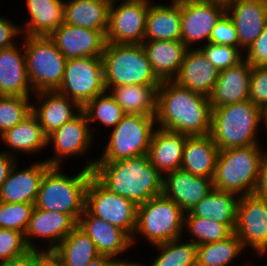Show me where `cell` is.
<instances>
[{
    "mask_svg": "<svg viewBox=\"0 0 267 266\" xmlns=\"http://www.w3.org/2000/svg\"><path fill=\"white\" fill-rule=\"evenodd\" d=\"M156 124L186 136L210 134L212 107L209 98L172 81H161L157 90Z\"/></svg>",
    "mask_w": 267,
    "mask_h": 266,
    "instance_id": "cell-1",
    "label": "cell"
},
{
    "mask_svg": "<svg viewBox=\"0 0 267 266\" xmlns=\"http://www.w3.org/2000/svg\"><path fill=\"white\" fill-rule=\"evenodd\" d=\"M93 176L110 192L136 206L162 194L163 175L149 162L148 155L112 162H96Z\"/></svg>",
    "mask_w": 267,
    "mask_h": 266,
    "instance_id": "cell-2",
    "label": "cell"
},
{
    "mask_svg": "<svg viewBox=\"0 0 267 266\" xmlns=\"http://www.w3.org/2000/svg\"><path fill=\"white\" fill-rule=\"evenodd\" d=\"M60 166H51L42 178L35 208L69 215L76 223L85 209L86 189L93 170L83 168L68 177Z\"/></svg>",
    "mask_w": 267,
    "mask_h": 266,
    "instance_id": "cell-3",
    "label": "cell"
},
{
    "mask_svg": "<svg viewBox=\"0 0 267 266\" xmlns=\"http://www.w3.org/2000/svg\"><path fill=\"white\" fill-rule=\"evenodd\" d=\"M260 109L249 99L212 108L210 135L219 151L248 145H259L256 132Z\"/></svg>",
    "mask_w": 267,
    "mask_h": 266,
    "instance_id": "cell-4",
    "label": "cell"
},
{
    "mask_svg": "<svg viewBox=\"0 0 267 266\" xmlns=\"http://www.w3.org/2000/svg\"><path fill=\"white\" fill-rule=\"evenodd\" d=\"M102 60L106 91L117 86L161 84L151 68L142 44L106 42Z\"/></svg>",
    "mask_w": 267,
    "mask_h": 266,
    "instance_id": "cell-5",
    "label": "cell"
},
{
    "mask_svg": "<svg viewBox=\"0 0 267 266\" xmlns=\"http://www.w3.org/2000/svg\"><path fill=\"white\" fill-rule=\"evenodd\" d=\"M259 145L229 148L218 152L213 188L240 194H253L259 178L263 151Z\"/></svg>",
    "mask_w": 267,
    "mask_h": 266,
    "instance_id": "cell-6",
    "label": "cell"
},
{
    "mask_svg": "<svg viewBox=\"0 0 267 266\" xmlns=\"http://www.w3.org/2000/svg\"><path fill=\"white\" fill-rule=\"evenodd\" d=\"M155 123V116L125 114L113 128L102 156L90 161L85 168L93 170L96 162L125 160L147 154Z\"/></svg>",
    "mask_w": 267,
    "mask_h": 266,
    "instance_id": "cell-7",
    "label": "cell"
},
{
    "mask_svg": "<svg viewBox=\"0 0 267 266\" xmlns=\"http://www.w3.org/2000/svg\"><path fill=\"white\" fill-rule=\"evenodd\" d=\"M27 76L35 93L57 91L67 59L49 36H24Z\"/></svg>",
    "mask_w": 267,
    "mask_h": 266,
    "instance_id": "cell-8",
    "label": "cell"
},
{
    "mask_svg": "<svg viewBox=\"0 0 267 266\" xmlns=\"http://www.w3.org/2000/svg\"><path fill=\"white\" fill-rule=\"evenodd\" d=\"M184 215L174 201L160 194L137 206L134 235L141 234L153 245L179 239Z\"/></svg>",
    "mask_w": 267,
    "mask_h": 266,
    "instance_id": "cell-9",
    "label": "cell"
},
{
    "mask_svg": "<svg viewBox=\"0 0 267 266\" xmlns=\"http://www.w3.org/2000/svg\"><path fill=\"white\" fill-rule=\"evenodd\" d=\"M106 91L102 57L68 59L64 76L57 92L83 107Z\"/></svg>",
    "mask_w": 267,
    "mask_h": 266,
    "instance_id": "cell-10",
    "label": "cell"
},
{
    "mask_svg": "<svg viewBox=\"0 0 267 266\" xmlns=\"http://www.w3.org/2000/svg\"><path fill=\"white\" fill-rule=\"evenodd\" d=\"M85 208L94 216L122 229L134 243L137 206L129 199L110 192L94 176L86 189Z\"/></svg>",
    "mask_w": 267,
    "mask_h": 266,
    "instance_id": "cell-11",
    "label": "cell"
},
{
    "mask_svg": "<svg viewBox=\"0 0 267 266\" xmlns=\"http://www.w3.org/2000/svg\"><path fill=\"white\" fill-rule=\"evenodd\" d=\"M112 0L109 9L106 42L118 44H142L150 3L123 1L118 6Z\"/></svg>",
    "mask_w": 267,
    "mask_h": 266,
    "instance_id": "cell-12",
    "label": "cell"
},
{
    "mask_svg": "<svg viewBox=\"0 0 267 266\" xmlns=\"http://www.w3.org/2000/svg\"><path fill=\"white\" fill-rule=\"evenodd\" d=\"M234 232L259 255L267 253V199L248 194L240 196Z\"/></svg>",
    "mask_w": 267,
    "mask_h": 266,
    "instance_id": "cell-13",
    "label": "cell"
},
{
    "mask_svg": "<svg viewBox=\"0 0 267 266\" xmlns=\"http://www.w3.org/2000/svg\"><path fill=\"white\" fill-rule=\"evenodd\" d=\"M85 113L81 110L78 115L64 123L47 136V144L53 145L55 156L47 158L51 166H60L63 157L79 156L91 146L92 133Z\"/></svg>",
    "mask_w": 267,
    "mask_h": 266,
    "instance_id": "cell-14",
    "label": "cell"
},
{
    "mask_svg": "<svg viewBox=\"0 0 267 266\" xmlns=\"http://www.w3.org/2000/svg\"><path fill=\"white\" fill-rule=\"evenodd\" d=\"M225 12L226 3L217 0L181 5V41L188 49L197 41L206 39L207 44L215 24Z\"/></svg>",
    "mask_w": 267,
    "mask_h": 266,
    "instance_id": "cell-15",
    "label": "cell"
},
{
    "mask_svg": "<svg viewBox=\"0 0 267 266\" xmlns=\"http://www.w3.org/2000/svg\"><path fill=\"white\" fill-rule=\"evenodd\" d=\"M49 38L67 60L80 57H102L106 44L105 35L101 31L64 22L49 35Z\"/></svg>",
    "mask_w": 267,
    "mask_h": 266,
    "instance_id": "cell-16",
    "label": "cell"
},
{
    "mask_svg": "<svg viewBox=\"0 0 267 266\" xmlns=\"http://www.w3.org/2000/svg\"><path fill=\"white\" fill-rule=\"evenodd\" d=\"M166 174L163 176L162 194L174 201L184 213L193 209L213 189L211 178L195 176L181 168Z\"/></svg>",
    "mask_w": 267,
    "mask_h": 266,
    "instance_id": "cell-17",
    "label": "cell"
},
{
    "mask_svg": "<svg viewBox=\"0 0 267 266\" xmlns=\"http://www.w3.org/2000/svg\"><path fill=\"white\" fill-rule=\"evenodd\" d=\"M226 12L235 24L241 51L255 41L267 24V0H231L226 3Z\"/></svg>",
    "mask_w": 267,
    "mask_h": 266,
    "instance_id": "cell-18",
    "label": "cell"
},
{
    "mask_svg": "<svg viewBox=\"0 0 267 266\" xmlns=\"http://www.w3.org/2000/svg\"><path fill=\"white\" fill-rule=\"evenodd\" d=\"M191 49L185 51L179 72L173 81L183 88L209 97L220 72L198 48Z\"/></svg>",
    "mask_w": 267,
    "mask_h": 266,
    "instance_id": "cell-19",
    "label": "cell"
},
{
    "mask_svg": "<svg viewBox=\"0 0 267 266\" xmlns=\"http://www.w3.org/2000/svg\"><path fill=\"white\" fill-rule=\"evenodd\" d=\"M16 163L17 161L2 184L0 201L35 204L42 178L51 165L41 161L27 169L16 171L18 167Z\"/></svg>",
    "mask_w": 267,
    "mask_h": 266,
    "instance_id": "cell-20",
    "label": "cell"
},
{
    "mask_svg": "<svg viewBox=\"0 0 267 266\" xmlns=\"http://www.w3.org/2000/svg\"><path fill=\"white\" fill-rule=\"evenodd\" d=\"M77 223L64 213L33 209L28 227L24 233L27 246L36 250L31 238H46L49 248L45 251L50 253L75 227Z\"/></svg>",
    "mask_w": 267,
    "mask_h": 266,
    "instance_id": "cell-21",
    "label": "cell"
},
{
    "mask_svg": "<svg viewBox=\"0 0 267 266\" xmlns=\"http://www.w3.org/2000/svg\"><path fill=\"white\" fill-rule=\"evenodd\" d=\"M252 66L246 59L219 73L209 102L212 108L223 107L249 99Z\"/></svg>",
    "mask_w": 267,
    "mask_h": 266,
    "instance_id": "cell-22",
    "label": "cell"
},
{
    "mask_svg": "<svg viewBox=\"0 0 267 266\" xmlns=\"http://www.w3.org/2000/svg\"><path fill=\"white\" fill-rule=\"evenodd\" d=\"M77 226L94 242L99 254L117 257L131 248V238L122 230L92 215L86 208Z\"/></svg>",
    "mask_w": 267,
    "mask_h": 266,
    "instance_id": "cell-23",
    "label": "cell"
},
{
    "mask_svg": "<svg viewBox=\"0 0 267 266\" xmlns=\"http://www.w3.org/2000/svg\"><path fill=\"white\" fill-rule=\"evenodd\" d=\"M35 95L42 103L38 108L32 105V113L37 117L46 136L76 117L78 113H75L82 110L77 102L57 91H42L34 93Z\"/></svg>",
    "mask_w": 267,
    "mask_h": 266,
    "instance_id": "cell-24",
    "label": "cell"
},
{
    "mask_svg": "<svg viewBox=\"0 0 267 266\" xmlns=\"http://www.w3.org/2000/svg\"><path fill=\"white\" fill-rule=\"evenodd\" d=\"M186 135L158 127L153 133L148 150L149 162L161 173L181 168Z\"/></svg>",
    "mask_w": 267,
    "mask_h": 266,
    "instance_id": "cell-25",
    "label": "cell"
},
{
    "mask_svg": "<svg viewBox=\"0 0 267 266\" xmlns=\"http://www.w3.org/2000/svg\"><path fill=\"white\" fill-rule=\"evenodd\" d=\"M11 46L0 50V96H31L33 89L26 70L25 53Z\"/></svg>",
    "mask_w": 267,
    "mask_h": 266,
    "instance_id": "cell-26",
    "label": "cell"
},
{
    "mask_svg": "<svg viewBox=\"0 0 267 266\" xmlns=\"http://www.w3.org/2000/svg\"><path fill=\"white\" fill-rule=\"evenodd\" d=\"M142 46L157 78L160 81H172L188 49L184 43L178 40H154L144 41Z\"/></svg>",
    "mask_w": 267,
    "mask_h": 266,
    "instance_id": "cell-27",
    "label": "cell"
},
{
    "mask_svg": "<svg viewBox=\"0 0 267 266\" xmlns=\"http://www.w3.org/2000/svg\"><path fill=\"white\" fill-rule=\"evenodd\" d=\"M218 152V146L210 134L186 136L181 169L195 176L208 177L213 180Z\"/></svg>",
    "mask_w": 267,
    "mask_h": 266,
    "instance_id": "cell-28",
    "label": "cell"
},
{
    "mask_svg": "<svg viewBox=\"0 0 267 266\" xmlns=\"http://www.w3.org/2000/svg\"><path fill=\"white\" fill-rule=\"evenodd\" d=\"M112 0H69L64 2V23L101 31L106 35Z\"/></svg>",
    "mask_w": 267,
    "mask_h": 266,
    "instance_id": "cell-29",
    "label": "cell"
},
{
    "mask_svg": "<svg viewBox=\"0 0 267 266\" xmlns=\"http://www.w3.org/2000/svg\"><path fill=\"white\" fill-rule=\"evenodd\" d=\"M154 40L181 41V5L150 2L144 41Z\"/></svg>",
    "mask_w": 267,
    "mask_h": 266,
    "instance_id": "cell-30",
    "label": "cell"
},
{
    "mask_svg": "<svg viewBox=\"0 0 267 266\" xmlns=\"http://www.w3.org/2000/svg\"><path fill=\"white\" fill-rule=\"evenodd\" d=\"M30 19L23 31L25 36H49L64 22V1L26 0Z\"/></svg>",
    "mask_w": 267,
    "mask_h": 266,
    "instance_id": "cell-31",
    "label": "cell"
},
{
    "mask_svg": "<svg viewBox=\"0 0 267 266\" xmlns=\"http://www.w3.org/2000/svg\"><path fill=\"white\" fill-rule=\"evenodd\" d=\"M50 254L61 266H86L99 256L94 242L76 226Z\"/></svg>",
    "mask_w": 267,
    "mask_h": 266,
    "instance_id": "cell-32",
    "label": "cell"
},
{
    "mask_svg": "<svg viewBox=\"0 0 267 266\" xmlns=\"http://www.w3.org/2000/svg\"><path fill=\"white\" fill-rule=\"evenodd\" d=\"M160 85H125L112 87V98L125 114L156 116L157 90Z\"/></svg>",
    "mask_w": 267,
    "mask_h": 266,
    "instance_id": "cell-33",
    "label": "cell"
},
{
    "mask_svg": "<svg viewBox=\"0 0 267 266\" xmlns=\"http://www.w3.org/2000/svg\"><path fill=\"white\" fill-rule=\"evenodd\" d=\"M239 198L240 196L232 192L213 188L189 212L193 216L212 219L218 223L236 224Z\"/></svg>",
    "mask_w": 267,
    "mask_h": 266,
    "instance_id": "cell-34",
    "label": "cell"
},
{
    "mask_svg": "<svg viewBox=\"0 0 267 266\" xmlns=\"http://www.w3.org/2000/svg\"><path fill=\"white\" fill-rule=\"evenodd\" d=\"M0 139L13 150L33 154L47 146V136L43 133L37 117L31 113L21 123L8 129Z\"/></svg>",
    "mask_w": 267,
    "mask_h": 266,
    "instance_id": "cell-35",
    "label": "cell"
},
{
    "mask_svg": "<svg viewBox=\"0 0 267 266\" xmlns=\"http://www.w3.org/2000/svg\"><path fill=\"white\" fill-rule=\"evenodd\" d=\"M244 248L235 232L224 240L197 245V266H229Z\"/></svg>",
    "mask_w": 267,
    "mask_h": 266,
    "instance_id": "cell-36",
    "label": "cell"
},
{
    "mask_svg": "<svg viewBox=\"0 0 267 266\" xmlns=\"http://www.w3.org/2000/svg\"><path fill=\"white\" fill-rule=\"evenodd\" d=\"M183 227H187L192 234V242L197 245L221 241L234 233L235 224H223L212 219L193 216L190 212L184 213Z\"/></svg>",
    "mask_w": 267,
    "mask_h": 266,
    "instance_id": "cell-37",
    "label": "cell"
},
{
    "mask_svg": "<svg viewBox=\"0 0 267 266\" xmlns=\"http://www.w3.org/2000/svg\"><path fill=\"white\" fill-rule=\"evenodd\" d=\"M181 242L180 238L156 244L160 255L150 266H197V244Z\"/></svg>",
    "mask_w": 267,
    "mask_h": 266,
    "instance_id": "cell-38",
    "label": "cell"
},
{
    "mask_svg": "<svg viewBox=\"0 0 267 266\" xmlns=\"http://www.w3.org/2000/svg\"><path fill=\"white\" fill-rule=\"evenodd\" d=\"M105 91L97 95L91 101L87 102L82 111L87 117L88 124L90 121L99 120L101 124L115 128L125 115L122 107Z\"/></svg>",
    "mask_w": 267,
    "mask_h": 266,
    "instance_id": "cell-39",
    "label": "cell"
},
{
    "mask_svg": "<svg viewBox=\"0 0 267 266\" xmlns=\"http://www.w3.org/2000/svg\"><path fill=\"white\" fill-rule=\"evenodd\" d=\"M30 96H0V135L32 113Z\"/></svg>",
    "mask_w": 267,
    "mask_h": 266,
    "instance_id": "cell-40",
    "label": "cell"
},
{
    "mask_svg": "<svg viewBox=\"0 0 267 266\" xmlns=\"http://www.w3.org/2000/svg\"><path fill=\"white\" fill-rule=\"evenodd\" d=\"M31 203H7L0 201V228L25 233L34 209Z\"/></svg>",
    "mask_w": 267,
    "mask_h": 266,
    "instance_id": "cell-41",
    "label": "cell"
},
{
    "mask_svg": "<svg viewBox=\"0 0 267 266\" xmlns=\"http://www.w3.org/2000/svg\"><path fill=\"white\" fill-rule=\"evenodd\" d=\"M197 48L207 57L213 66L219 70V72L226 70L229 67L236 66L244 60L240 55V47L217 45L208 42L203 48Z\"/></svg>",
    "mask_w": 267,
    "mask_h": 266,
    "instance_id": "cell-42",
    "label": "cell"
},
{
    "mask_svg": "<svg viewBox=\"0 0 267 266\" xmlns=\"http://www.w3.org/2000/svg\"><path fill=\"white\" fill-rule=\"evenodd\" d=\"M30 250L23 233L0 228V262L18 258Z\"/></svg>",
    "mask_w": 267,
    "mask_h": 266,
    "instance_id": "cell-43",
    "label": "cell"
},
{
    "mask_svg": "<svg viewBox=\"0 0 267 266\" xmlns=\"http://www.w3.org/2000/svg\"><path fill=\"white\" fill-rule=\"evenodd\" d=\"M210 43L239 47V39L235 24L225 12L215 24L209 39Z\"/></svg>",
    "mask_w": 267,
    "mask_h": 266,
    "instance_id": "cell-44",
    "label": "cell"
},
{
    "mask_svg": "<svg viewBox=\"0 0 267 266\" xmlns=\"http://www.w3.org/2000/svg\"><path fill=\"white\" fill-rule=\"evenodd\" d=\"M249 100L259 107L267 103V66L252 67Z\"/></svg>",
    "mask_w": 267,
    "mask_h": 266,
    "instance_id": "cell-45",
    "label": "cell"
},
{
    "mask_svg": "<svg viewBox=\"0 0 267 266\" xmlns=\"http://www.w3.org/2000/svg\"><path fill=\"white\" fill-rule=\"evenodd\" d=\"M246 59L252 67L267 66V24L263 32L246 49Z\"/></svg>",
    "mask_w": 267,
    "mask_h": 266,
    "instance_id": "cell-46",
    "label": "cell"
},
{
    "mask_svg": "<svg viewBox=\"0 0 267 266\" xmlns=\"http://www.w3.org/2000/svg\"><path fill=\"white\" fill-rule=\"evenodd\" d=\"M22 32L21 26H16L14 23L7 21L0 16V50L14 46V37Z\"/></svg>",
    "mask_w": 267,
    "mask_h": 266,
    "instance_id": "cell-47",
    "label": "cell"
},
{
    "mask_svg": "<svg viewBox=\"0 0 267 266\" xmlns=\"http://www.w3.org/2000/svg\"><path fill=\"white\" fill-rule=\"evenodd\" d=\"M47 252L44 250L40 251L30 250L28 253L24 254L15 259H10L7 261H1L0 266H37L38 261L46 254Z\"/></svg>",
    "mask_w": 267,
    "mask_h": 266,
    "instance_id": "cell-48",
    "label": "cell"
},
{
    "mask_svg": "<svg viewBox=\"0 0 267 266\" xmlns=\"http://www.w3.org/2000/svg\"><path fill=\"white\" fill-rule=\"evenodd\" d=\"M254 194L258 197L267 199V153L263 152L260 169L259 178Z\"/></svg>",
    "mask_w": 267,
    "mask_h": 266,
    "instance_id": "cell-49",
    "label": "cell"
},
{
    "mask_svg": "<svg viewBox=\"0 0 267 266\" xmlns=\"http://www.w3.org/2000/svg\"><path fill=\"white\" fill-rule=\"evenodd\" d=\"M9 153L10 152L7 151L0 152V189L4 181L7 179V176L12 166L15 164V161H17L15 156Z\"/></svg>",
    "mask_w": 267,
    "mask_h": 266,
    "instance_id": "cell-50",
    "label": "cell"
},
{
    "mask_svg": "<svg viewBox=\"0 0 267 266\" xmlns=\"http://www.w3.org/2000/svg\"><path fill=\"white\" fill-rule=\"evenodd\" d=\"M37 266H61L59 262L50 254L46 253L39 261Z\"/></svg>",
    "mask_w": 267,
    "mask_h": 266,
    "instance_id": "cell-51",
    "label": "cell"
},
{
    "mask_svg": "<svg viewBox=\"0 0 267 266\" xmlns=\"http://www.w3.org/2000/svg\"><path fill=\"white\" fill-rule=\"evenodd\" d=\"M108 266H144V264H138L137 262H130V261H122L121 259L117 260L116 257H110L109 258V263H108Z\"/></svg>",
    "mask_w": 267,
    "mask_h": 266,
    "instance_id": "cell-52",
    "label": "cell"
},
{
    "mask_svg": "<svg viewBox=\"0 0 267 266\" xmlns=\"http://www.w3.org/2000/svg\"><path fill=\"white\" fill-rule=\"evenodd\" d=\"M110 256L99 255L91 260L86 266H108Z\"/></svg>",
    "mask_w": 267,
    "mask_h": 266,
    "instance_id": "cell-53",
    "label": "cell"
},
{
    "mask_svg": "<svg viewBox=\"0 0 267 266\" xmlns=\"http://www.w3.org/2000/svg\"><path fill=\"white\" fill-rule=\"evenodd\" d=\"M260 109V122L265 124V128L267 130V103L263 104L262 106L259 107Z\"/></svg>",
    "mask_w": 267,
    "mask_h": 266,
    "instance_id": "cell-54",
    "label": "cell"
},
{
    "mask_svg": "<svg viewBox=\"0 0 267 266\" xmlns=\"http://www.w3.org/2000/svg\"><path fill=\"white\" fill-rule=\"evenodd\" d=\"M212 1H215V0H172V3L183 5V4H190V3H208Z\"/></svg>",
    "mask_w": 267,
    "mask_h": 266,
    "instance_id": "cell-55",
    "label": "cell"
},
{
    "mask_svg": "<svg viewBox=\"0 0 267 266\" xmlns=\"http://www.w3.org/2000/svg\"><path fill=\"white\" fill-rule=\"evenodd\" d=\"M124 1H145L149 3V0H124Z\"/></svg>",
    "mask_w": 267,
    "mask_h": 266,
    "instance_id": "cell-56",
    "label": "cell"
},
{
    "mask_svg": "<svg viewBox=\"0 0 267 266\" xmlns=\"http://www.w3.org/2000/svg\"><path fill=\"white\" fill-rule=\"evenodd\" d=\"M217 1H221V2H225V3H227V2H229V1H231V0H217Z\"/></svg>",
    "mask_w": 267,
    "mask_h": 266,
    "instance_id": "cell-57",
    "label": "cell"
}]
</instances>
